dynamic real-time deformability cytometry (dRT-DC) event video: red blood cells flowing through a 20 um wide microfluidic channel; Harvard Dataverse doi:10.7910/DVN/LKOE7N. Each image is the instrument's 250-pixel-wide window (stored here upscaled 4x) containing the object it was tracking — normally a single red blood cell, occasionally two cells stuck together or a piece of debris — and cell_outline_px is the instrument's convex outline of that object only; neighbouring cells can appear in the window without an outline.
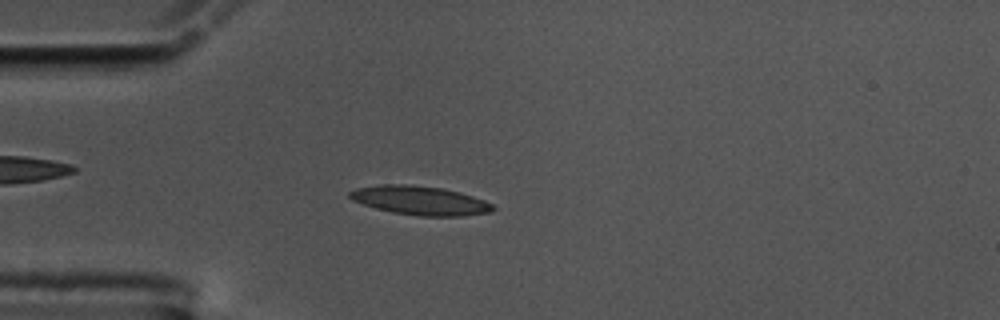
{"species": "common noctule bat (a hibernating species)", "species_latin": "Nyctalus noctula", "temperature_condition": "cold", "stored_images_in_passage": 55, "camera_frame_rate_fps": 3000, "um_per_image_px": 0.085, "animal": {"sex": "male", "body_mass_g": 17.5, "forearm_length_mm": 52.3}, "frame": {"image": 1, "passage_image": 14, "time_ms": 4.333, "image_size_px": [1000, 320], "cell_outline_px": [[496, 208], [492, 212], [460, 216], [420, 216], [392, 212], [376, 208], [352, 200], [348, 196], [348, 192], [356, 188], [380, 184], [404, 184], [440, 188], [460, 192], [484, 200], [492, 204]], "centroid_in_image_um": [35.7, 17.04], "position_along_channel_um": 49.3, "area_um2": 24.04}}
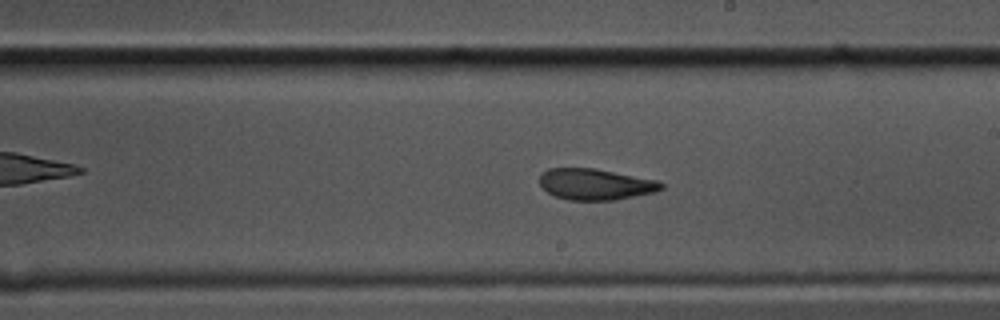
{"frame": {"image": 2, "passage_image": 31, "time_ms": 10.0, "image_size_px": [1000, 320], "cell_outline_px": [[664, 188], [652, 192], [612, 200], [568, 200], [556, 196], [548, 192], [540, 184], [540, 172], [548, 168], [596, 168], [660, 180], [664, 184]], "centroid_in_image_um": [50.61, 15.64], "position_along_channel_um": 238.4, "area_um2": 22.14}}
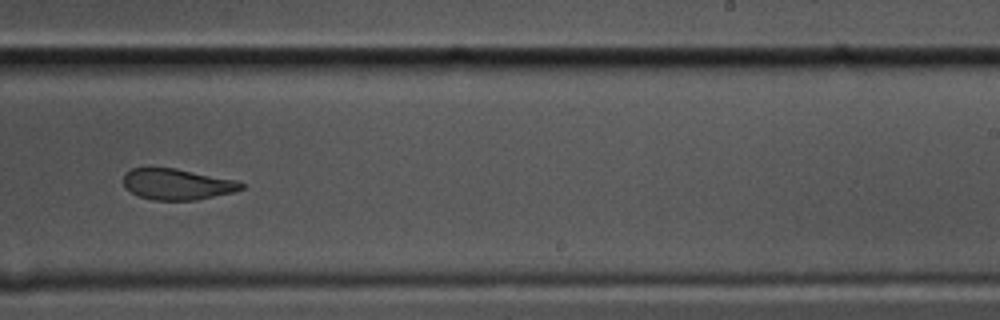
{"frame": {"image": 3, "passage_image": 34, "time_ms": 11.0, "image_size_px": [1000, 320], "cell_outline_px": [[244, 188], [232, 192], [196, 200], [152, 200], [140, 196], [124, 188], [124, 172], [132, 168], [176, 168], [236, 180], [244, 184]], "centroid_in_image_um": [15.04, 15.65], "position_along_channel_um": 274.0, "area_um2": 21.21}, "authors_computed_cell_mechanics": {"area_um2": 22.7154, "velocity_mm_per_s": 3.5483, "shape_relaxation_time_tau1_ms": 5.4022, "shape_relaxation_time_tau2_ms": 1.5167, "deformation_change_tau1": 0.193, "deformation_change_tau2": 0.0824}}